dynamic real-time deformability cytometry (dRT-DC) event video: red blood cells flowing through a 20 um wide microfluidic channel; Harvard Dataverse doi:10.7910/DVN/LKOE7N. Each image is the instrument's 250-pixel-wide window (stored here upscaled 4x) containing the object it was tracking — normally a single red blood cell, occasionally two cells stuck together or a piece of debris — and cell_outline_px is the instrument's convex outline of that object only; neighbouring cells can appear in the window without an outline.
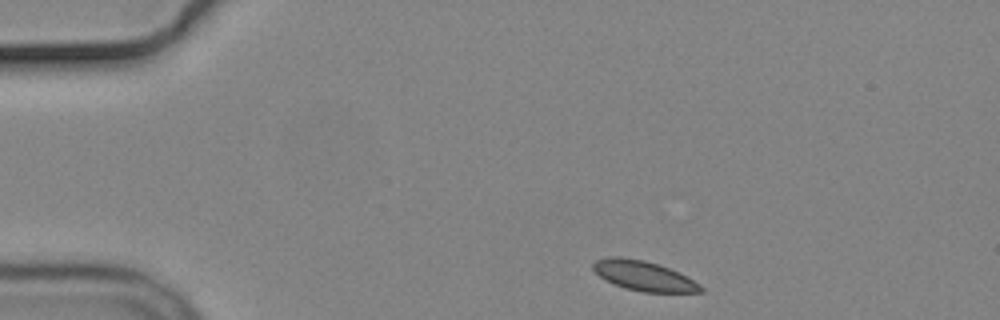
{"species": "common noctule bat (a hibernating species)", "species_latin": "Nyctalus noctula", "temperature_condition": "cold", "stored_images_in_passage": 4, "camera_frame_rate_fps": 3000, "um_per_image_px": 0.085, "animal": {"sex": "male", "body_mass_g": 19.2, "forearm_length_mm": 51.8}, "frame": {"image": 1, "passage_image": 1, "time_ms": 0.0, "image_size_px": [1000, 320], "cell_outline_px": [[704, 292], [644, 292], [628, 288], [616, 284], [600, 276], [592, 268], [592, 264], [596, 260], [608, 256], [620, 256], [644, 260], [668, 268], [700, 284], [704, 288]], "centroid_in_image_um": [54.7, 23.43], "position_along_channel_um": 30.3, "area_um2": 18.26}}
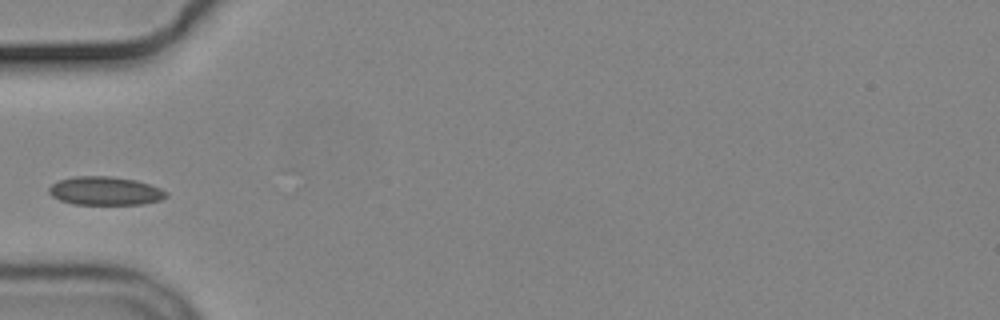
{"frame": {"image": 2, "passage_image": 3, "time_ms": 3.0, "image_size_px": [1000, 320], "cell_outline_px": [[168, 196], [160, 200], [144, 204], [72, 204], [60, 200], [52, 196], [48, 192], [48, 188], [52, 184], [60, 180], [76, 176], [112, 176], [136, 180], [160, 188], [168, 192]], "centroid_in_image_um": [8.95, 16.23], "position_along_channel_um": 76.1, "area_um2": 19.48}}